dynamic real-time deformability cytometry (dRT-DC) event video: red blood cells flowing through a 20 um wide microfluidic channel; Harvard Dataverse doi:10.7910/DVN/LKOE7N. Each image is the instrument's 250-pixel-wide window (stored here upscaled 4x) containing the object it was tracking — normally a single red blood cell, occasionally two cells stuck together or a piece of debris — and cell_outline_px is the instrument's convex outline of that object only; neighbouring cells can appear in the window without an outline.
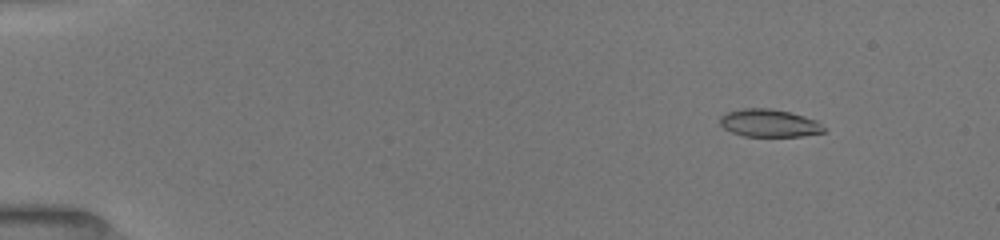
{"species": "common noctule bat (a hibernating species)", "species_latin": "Nyctalus noctula", "temperature_condition": "room temperature", "stored_images_in_passage": 35, "camera_frame_rate_fps": 3000, "um_per_image_px": 0.085, "animal": {"sex": "female", "body_mass_g": 19.5, "forearm_length_mm": 54.1}, "frame": {"image": 1, "passage_image": 5, "time_ms": 2.0, "image_size_px": [1000, 240], "cell_outline_px": [[824, 132], [800, 136], [744, 136], [732, 132], [724, 128], [720, 124], [720, 116], [724, 112], [740, 108], [772, 108], [804, 116], [816, 120], [824, 128]], "centroid_in_image_um": [65.32, 10.45], "position_along_channel_um": 19.7, "area_um2": 16.76}}
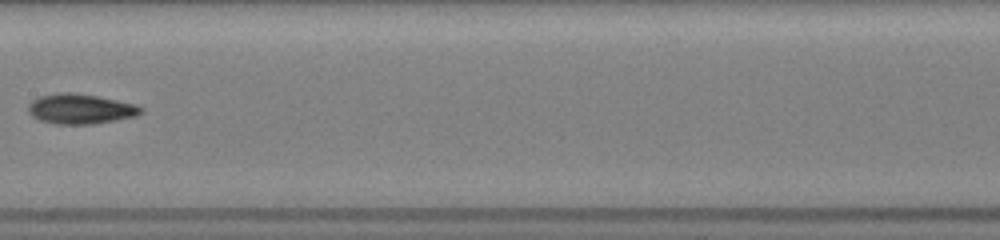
{"frame": {"image": 2, "passage_image": 20, "time_ms": 9.333, "image_size_px": [1000, 240], "cell_outline_px": [[144, 112], [136, 116], [116, 120], [92, 124], [56, 124], [40, 120], [32, 116], [28, 112], [28, 104], [32, 100], [40, 96], [56, 92], [72, 92], [96, 96], [136, 104], [144, 108]], "centroid_in_image_um": [6.84, 9.25], "position_along_channel_um": 200.6, "area_um2": 19.83}}
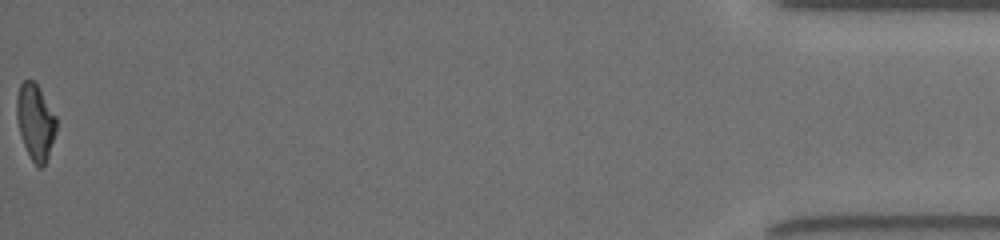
{"frame": {"image": 3, "passage_image": 35, "time_ms": 17.333, "image_size_px": [1000, 240], "cell_outline_px": [[56, 132], [48, 156], [44, 164], [40, 168], [32, 160], [24, 144], [20, 132], [16, 116], [16, 96], [20, 84], [24, 80], [32, 80], [36, 84], [56, 116]], "centroid_in_image_um": [3.0, 10.34], "position_along_channel_um": 432.2, "area_um2": 17.17}, "authors_computed_cell_mechanics": {"area_um2": 18.0336, "velocity_mm_per_s": 4.0184, "shape_relaxation_time_tau1_ms": 7.363, "shape_relaxation_time_tau2_ms": 4.1743, "deformation_change_tau1": 0.227, "deformation_change_tau2": 0.083}}